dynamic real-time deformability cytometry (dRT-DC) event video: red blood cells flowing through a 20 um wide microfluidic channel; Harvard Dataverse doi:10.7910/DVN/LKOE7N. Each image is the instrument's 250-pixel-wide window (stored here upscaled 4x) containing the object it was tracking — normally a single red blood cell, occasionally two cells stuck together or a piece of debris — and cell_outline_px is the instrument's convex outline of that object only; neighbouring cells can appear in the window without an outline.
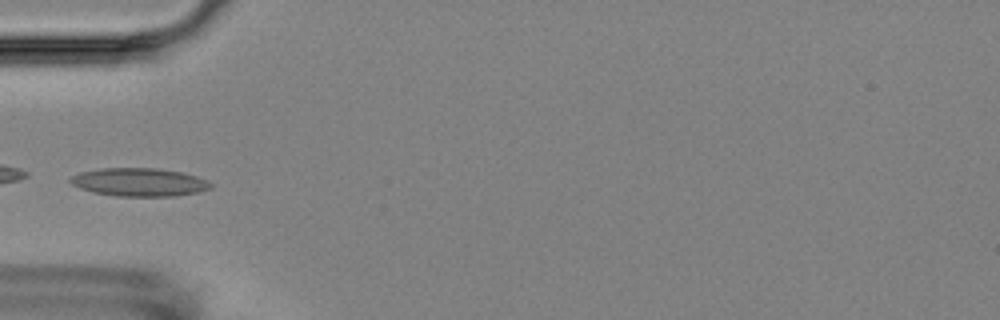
{"species": "Egyptian fruit bat (a non-hibernating species)", "species_latin": "Rousettus aegyptiacus", "temperature_condition": "room temperature", "stored_images_in_passage": 10, "camera_frame_rate_fps": 3000, "um_per_image_px": 0.085, "animal": {"sex": "female"}, "frame": {"image": 1, "passage_image": 4, "time_ms": 3.667, "image_size_px": [1000, 320], "cell_outline_px": [[212, 188], [200, 192], [176, 196], [116, 196], [92, 192], [80, 188], [72, 184], [68, 180], [72, 176], [80, 172], [100, 168], [156, 168], [180, 172], [196, 176], [208, 180], [212, 184]], "centroid_in_image_um": [11.85, 15.49], "position_along_channel_um": 73.2, "area_um2": 23.18}}
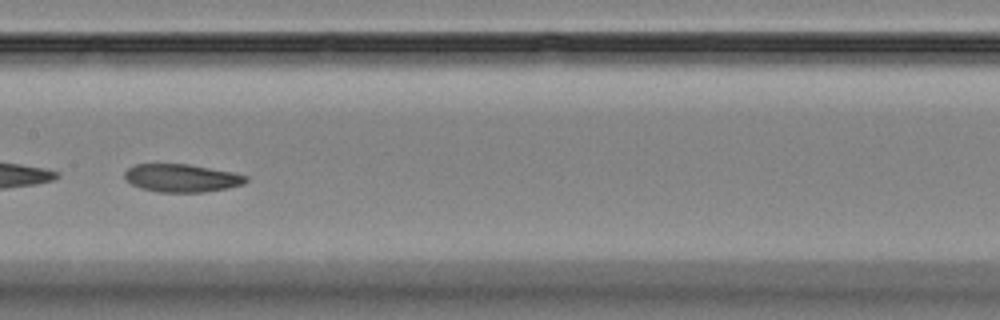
{"frame": {"image": 2, "passage_image": 7, "time_ms": 7.0, "image_size_px": [1000, 320], "cell_outline_px": [[248, 180], [244, 184], [228, 188], [204, 192], [160, 192], [140, 188], [124, 180], [124, 172], [128, 168], [136, 164], [188, 164], [236, 172], [248, 176]], "centroid_in_image_um": [15.47, 15.13], "position_along_channel_um": 191.9, "area_um2": 20.0}}
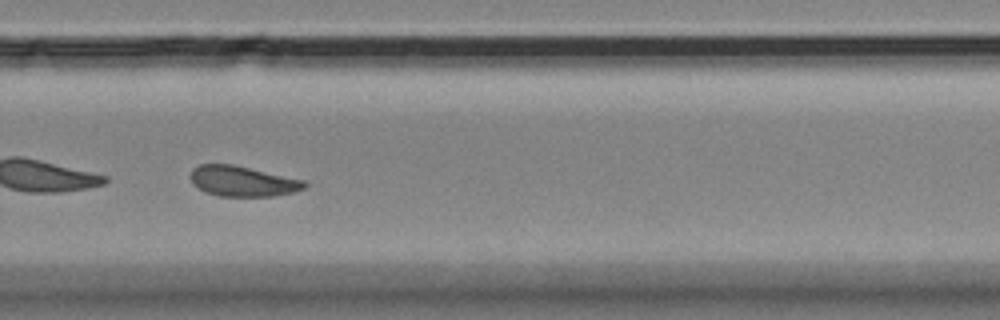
{"frame": {"image": 3, "passage_image": 10, "time_ms": 10.333, "image_size_px": [1000, 320], "cell_outline_px": [[308, 184], [304, 188], [292, 192], [272, 196], [220, 196], [204, 192], [192, 184], [192, 168], [200, 164], [232, 164], [304, 180]], "centroid_in_image_um": [20.6, 15.4], "position_along_channel_um": 309.2, "area_um2": 20.0}}